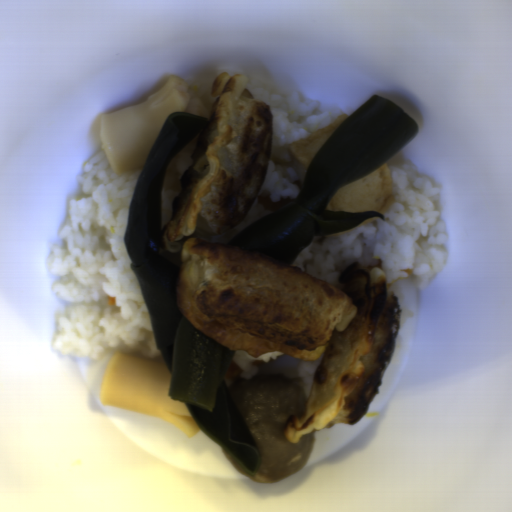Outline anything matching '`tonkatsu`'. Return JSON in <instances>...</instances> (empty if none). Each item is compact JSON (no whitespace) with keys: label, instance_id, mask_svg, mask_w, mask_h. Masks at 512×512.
Returning <instances> with one entry per match:
<instances>
[{"label":"tonkatsu","instance_id":"3a3dc1c2","mask_svg":"<svg viewBox=\"0 0 512 512\" xmlns=\"http://www.w3.org/2000/svg\"><path fill=\"white\" fill-rule=\"evenodd\" d=\"M243 367L240 366L233 358L228 366L224 378H236L241 375Z\"/></svg>","mask_w":512,"mask_h":512},{"label":"tonkatsu","instance_id":"08166bc2","mask_svg":"<svg viewBox=\"0 0 512 512\" xmlns=\"http://www.w3.org/2000/svg\"><path fill=\"white\" fill-rule=\"evenodd\" d=\"M116 298L115 296H107V305L110 306H116Z\"/></svg>","mask_w":512,"mask_h":512},{"label":"tonkatsu","instance_id":"d4beea91","mask_svg":"<svg viewBox=\"0 0 512 512\" xmlns=\"http://www.w3.org/2000/svg\"><path fill=\"white\" fill-rule=\"evenodd\" d=\"M256 201L258 202L259 205H261L268 211L274 213L282 209L283 207L289 205L290 203L294 202L295 200L289 197H284L280 199L278 202H272L270 196H257Z\"/></svg>","mask_w":512,"mask_h":512}]
</instances>
